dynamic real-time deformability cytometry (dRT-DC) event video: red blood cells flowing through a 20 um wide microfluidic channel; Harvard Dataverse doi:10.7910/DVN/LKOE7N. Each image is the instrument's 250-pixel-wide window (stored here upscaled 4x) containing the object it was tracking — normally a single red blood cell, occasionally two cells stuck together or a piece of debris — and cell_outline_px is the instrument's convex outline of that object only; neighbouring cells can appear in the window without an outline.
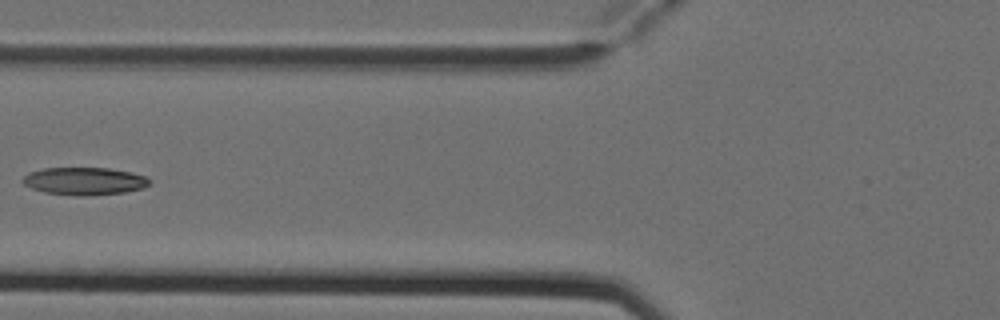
{"species": "Egyptian fruit bat (a non-hibernating species)", "species_latin": "Rousettus aegyptiacus", "temperature_condition": "cold", "stored_images_in_passage": 5, "camera_frame_rate_fps": 3000, "um_per_image_px": 0.085, "animal": {"sex": "female"}, "frame": {"image": 1, "passage_image": 5, "time_ms": 1.333, "image_size_px": [1000, 320], "cell_outline_px": [[152, 180], [144, 188], [124, 192], [88, 196], [76, 196], [44, 192], [32, 188], [24, 184], [20, 180], [24, 176], [32, 172], [44, 168], [108, 168], [132, 172], [144, 176]], "centroid_in_image_um": [7.19, 15.4], "position_along_channel_um": 118.6, "area_um2": 20.4}}